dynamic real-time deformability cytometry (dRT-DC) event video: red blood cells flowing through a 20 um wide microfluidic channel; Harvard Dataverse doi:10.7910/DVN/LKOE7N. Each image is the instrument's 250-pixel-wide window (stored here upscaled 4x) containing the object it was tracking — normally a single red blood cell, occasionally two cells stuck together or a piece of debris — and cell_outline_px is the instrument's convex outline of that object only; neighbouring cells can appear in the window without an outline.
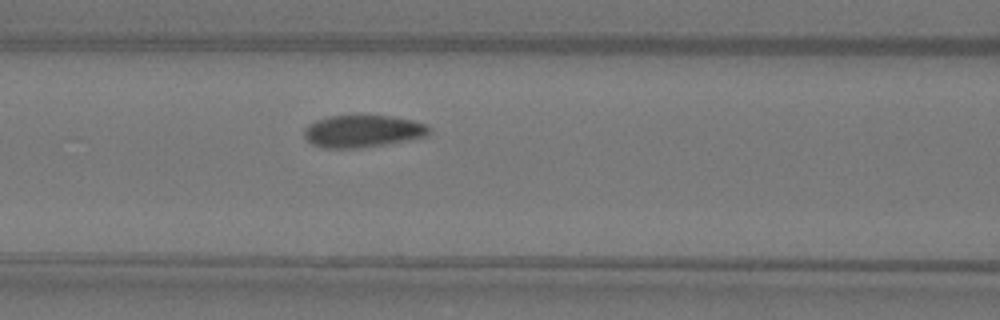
{"species": "Egyptian fruit bat (a non-hibernating species)", "species_latin": "Rousettus aegyptiacus", "temperature_condition": "warm", "stored_images_in_passage": 5, "segment_of_instrument_passage": [1, 2], "camera_frame_rate_fps": 3000, "um_per_image_px": 0.085, "animal": {"sex": "female"}, "frame": {"image": 1, "passage_image": 4, "time_ms": 1.0, "image_size_px": [1000, 320], "cell_outline_px": [[432, 132], [428, 136], [384, 144], [360, 148], [324, 148], [312, 144], [304, 136], [304, 128], [308, 124], [316, 120], [328, 116], [392, 116], [412, 120], [428, 124], [432, 128]], "centroid_in_image_um": [30.86, 11.15], "position_along_channel_um": 135.7, "area_um2": 23.58}}